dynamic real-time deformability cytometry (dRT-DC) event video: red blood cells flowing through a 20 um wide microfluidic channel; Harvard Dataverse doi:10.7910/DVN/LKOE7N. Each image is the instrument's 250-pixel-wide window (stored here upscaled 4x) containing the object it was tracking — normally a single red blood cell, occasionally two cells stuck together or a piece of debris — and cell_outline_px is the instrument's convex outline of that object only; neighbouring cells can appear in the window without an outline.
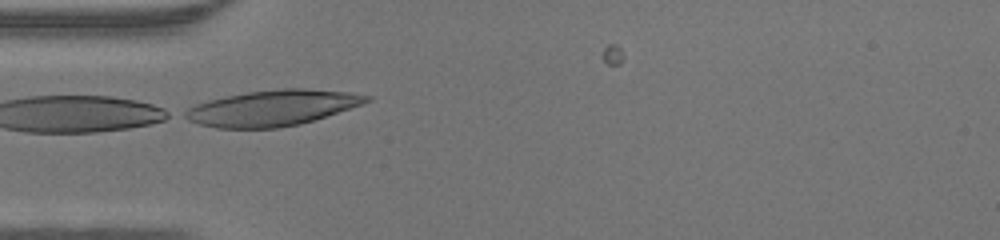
{"species": "human", "species_latin": "Homo sapiens", "temperature_condition": "warm", "stored_images_in_passage": 28, "camera_frame_rate_fps": 3000, "um_per_image_px": 0.085, "donor": {"sex": "male"}, "frame": {"image": 1, "passage_image": 4, "time_ms": 1.0, "image_size_px": [1000, 240], "cell_outline_px": [[372, 100], [364, 104], [300, 124], [276, 128], [216, 128], [200, 124], [188, 120], [180, 116], [180, 112], [196, 104], [208, 100], [248, 92], [284, 88], [304, 88], [348, 92], [372, 96]], "centroid_in_image_um": [23.13, 9.18], "position_along_channel_um": 61.9, "area_um2": 37.8}}
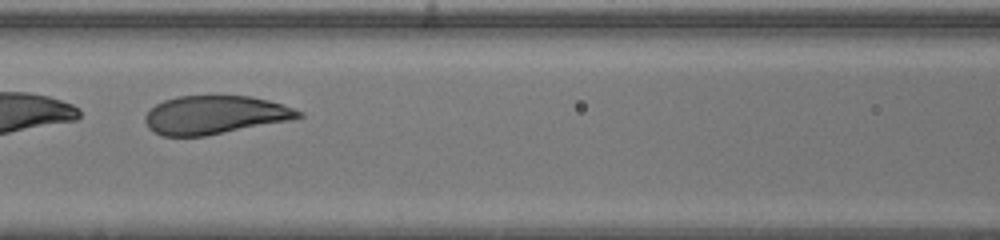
{"frame": {"image": 2, "passage_image": 10, "time_ms": 3.0, "image_size_px": [1000, 240], "cell_outline_px": [[304, 116], [292, 120], [204, 136], [160, 136], [152, 132], [148, 128], [144, 120], [144, 116], [156, 104], [164, 100], [176, 96], [252, 96], [268, 100], [304, 112]], "centroid_in_image_um": [18.25, 9.77], "position_along_channel_um": 148.4, "area_um2": 34.39}}
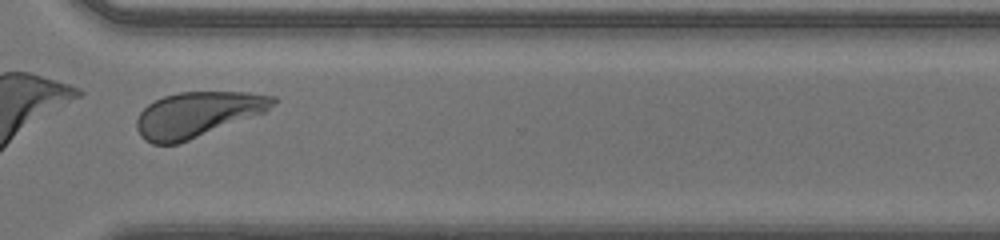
{"frame": {"image": 3, "passage_image": 24, "time_ms": 7.667, "image_size_px": [1000, 240], "cell_outline_px": [[280, 100], [264, 112], [188, 140], [176, 144], [152, 144], [144, 140], [140, 136], [136, 128], [136, 120], [140, 112], [148, 104], [164, 96], [180, 92], [248, 92], [276, 96]], "centroid_in_image_um": [16.77, 9.71], "position_along_channel_um": 353.8, "area_um2": 35.66}}